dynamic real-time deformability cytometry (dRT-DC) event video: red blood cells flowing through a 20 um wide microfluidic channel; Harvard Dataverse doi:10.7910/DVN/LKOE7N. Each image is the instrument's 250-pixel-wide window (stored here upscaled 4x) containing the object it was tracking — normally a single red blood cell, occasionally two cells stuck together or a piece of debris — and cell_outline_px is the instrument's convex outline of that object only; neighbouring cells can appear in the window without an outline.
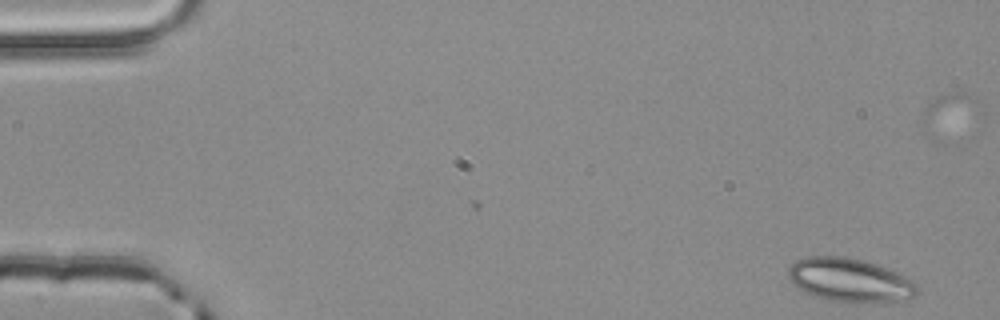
{"species": "common noctule bat (a hibernating species)", "species_latin": "Nyctalus noctula", "temperature_condition": "room temperature", "stored_images_in_passage": 4, "camera_frame_rate_fps": 3000, "um_per_image_px": 0.085, "animal": {"sex": "male", "body_mass_g": 20.4}, "frame": {"image": 1, "passage_image": 1, "time_ms": 0.0, "image_size_px": [1000, 320], "cell_outline_px": [[920, 292], [904, 304], [892, 304], [828, 300], [812, 296], [804, 292], [788, 276], [788, 268], [796, 260], [804, 256], [844, 256], [860, 260], [900, 272], [916, 280], [920, 288]], "centroid_in_image_um": [72.39, 23.85], "position_along_channel_um": 12.6, "area_um2": 33.76}}